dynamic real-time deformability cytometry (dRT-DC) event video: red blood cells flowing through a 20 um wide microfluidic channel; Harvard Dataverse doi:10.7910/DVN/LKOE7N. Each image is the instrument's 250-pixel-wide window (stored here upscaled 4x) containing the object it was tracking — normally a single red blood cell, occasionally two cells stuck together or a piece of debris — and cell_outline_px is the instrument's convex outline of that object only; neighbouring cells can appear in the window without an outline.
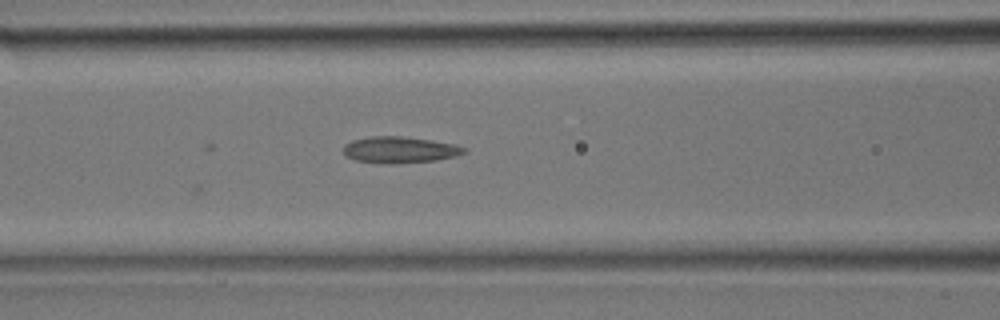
{"species": "common noctule bat (a hibernating species)", "species_latin": "Nyctalus noctula", "temperature_condition": "room temperature", "stored_images_in_passage": 22, "camera_frame_rate_fps": 3000, "um_per_image_px": 0.085, "animal": {"sex": "male", "body_mass_g": 17.9}, "frame": {"image": 1, "passage_image": 5, "time_ms": 1.333, "image_size_px": [1000, 320], "cell_outline_px": [[468, 152], [456, 156], [436, 160], [388, 164], [356, 160], [344, 156], [344, 144], [352, 140], [372, 136], [400, 136], [432, 140], [456, 144], [468, 148]], "centroid_in_image_um": [34.01, 12.73], "position_along_channel_um": 132.6, "area_um2": 18.67}}
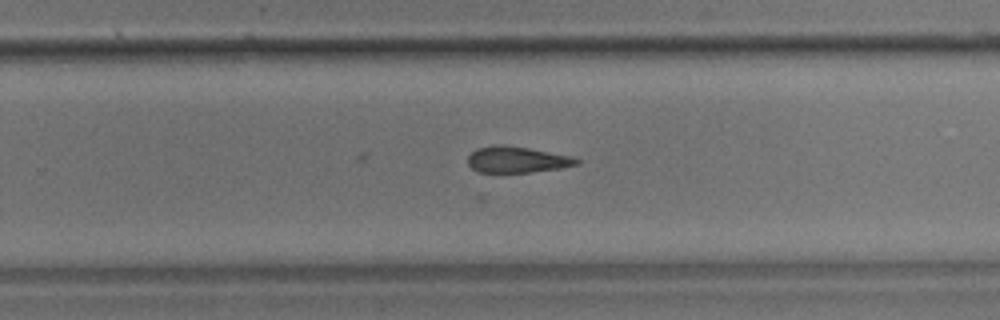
{"frame": {"image": 2, "passage_image": 13, "time_ms": 4.0, "image_size_px": [1000, 320], "cell_outline_px": [[580, 164], [560, 168], [532, 172], [476, 172], [468, 164], [468, 156], [476, 148], [492, 144], [504, 144], [528, 148], [572, 156], [580, 160]], "centroid_in_image_um": [43.92, 13.56], "position_along_channel_um": 285.9, "area_um2": 16.76}}